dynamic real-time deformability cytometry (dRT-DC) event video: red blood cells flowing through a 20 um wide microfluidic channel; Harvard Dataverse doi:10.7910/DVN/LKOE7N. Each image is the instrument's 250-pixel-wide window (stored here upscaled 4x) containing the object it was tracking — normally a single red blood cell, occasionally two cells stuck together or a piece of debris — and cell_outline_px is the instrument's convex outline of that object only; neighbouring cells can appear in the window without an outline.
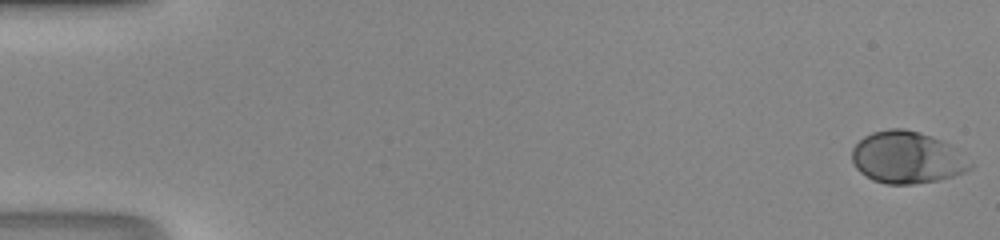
{"species": "human", "species_latin": "Homo sapiens", "temperature_condition": "room temperature", "stored_images_in_passage": 48, "camera_frame_rate_fps": 3000, "um_per_image_px": 0.085, "donor": {"sex": "male"}, "frame": {"image": 1, "passage_image": 1, "time_ms": 0.0, "image_size_px": [1000, 240], "cell_outline_px": [[972, 168], [964, 172], [952, 176], [936, 180], [912, 184], [888, 184], [872, 180], [860, 172], [856, 168], [852, 160], [852, 148], [864, 136], [872, 132], [888, 128], [904, 128], [920, 132], [932, 136], [956, 148], [972, 164]], "centroid_in_image_um": [77.07, 13.37], "position_along_channel_um": 7.9, "area_um2": 35.72}}
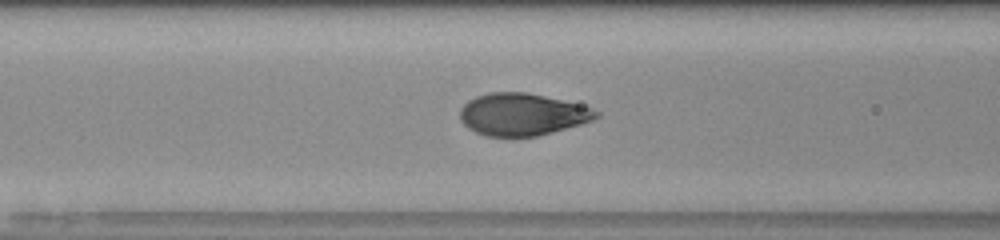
{"frame": {"image": 2, "passage_image": 21, "time_ms": 6.667, "image_size_px": [1000, 240], "cell_outline_px": [[600, 116], [592, 120], [580, 124], [552, 132], [536, 136], [484, 136], [468, 128], [460, 120], [460, 108], [468, 100], [476, 96], [488, 92], [528, 92], [580, 104], [592, 108], [600, 112]], "centroid_in_image_um": [44.37, 9.71], "position_along_channel_um": 122.2, "area_um2": 33.52}}
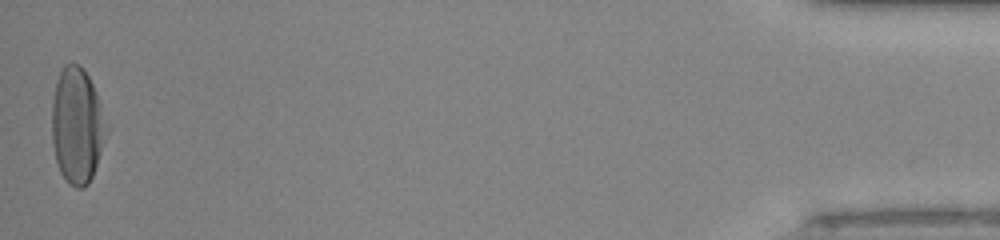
{"frame": {"image": 3, "passage_image": 48, "time_ms": 15.667, "image_size_px": [1000, 240], "cell_outline_px": [[108, 132], [92, 176], [88, 184], [84, 188], [76, 188], [60, 172], [56, 160], [52, 144], [52, 104], [56, 80], [64, 64], [80, 64], [88, 76], [96, 92], [108, 128]], "centroid_in_image_um": [6.55, 10.66], "position_along_channel_um": 428.7, "area_um2": 36.59}}